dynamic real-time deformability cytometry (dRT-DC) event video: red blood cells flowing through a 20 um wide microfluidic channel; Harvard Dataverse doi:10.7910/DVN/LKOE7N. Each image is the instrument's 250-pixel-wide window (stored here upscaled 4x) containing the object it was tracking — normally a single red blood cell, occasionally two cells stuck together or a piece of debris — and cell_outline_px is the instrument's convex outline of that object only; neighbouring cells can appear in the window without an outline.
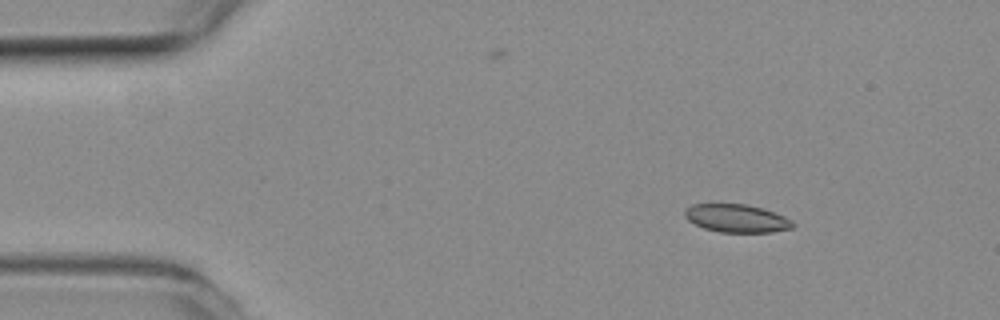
{"species": "common noctule bat (a hibernating species)", "species_latin": "Nyctalus noctula", "temperature_condition": "room temperature", "stored_images_in_passage": 8, "camera_frame_rate_fps": 3000, "um_per_image_px": 0.085, "animal": {"sex": "female", "body_mass_g": 19.3, "forearm_length_mm": 54.1}, "frame": {"image": 1, "passage_image": 1, "time_ms": 0.0, "image_size_px": [1000, 320], "cell_outline_px": [[796, 224], [792, 228], [772, 232], [720, 232], [704, 228], [688, 220], [684, 216], [684, 208], [692, 204], [744, 204], [764, 208], [784, 216], [792, 220]], "centroid_in_image_um": [62.62, 18.55], "position_along_channel_um": 22.4, "area_um2": 17.74}}